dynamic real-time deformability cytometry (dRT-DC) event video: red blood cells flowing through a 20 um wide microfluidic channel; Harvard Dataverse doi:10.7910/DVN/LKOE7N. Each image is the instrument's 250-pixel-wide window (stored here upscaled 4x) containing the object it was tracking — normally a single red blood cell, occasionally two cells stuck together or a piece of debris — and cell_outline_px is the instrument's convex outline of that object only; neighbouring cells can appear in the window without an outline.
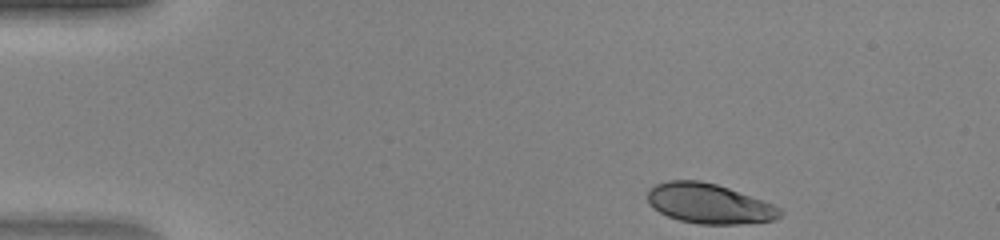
{"species": "human", "species_latin": "Homo sapiens", "temperature_condition": "warm", "stored_images_in_passage": 5, "segment_of_instrument_passage": [1, 2], "camera_frame_rate_fps": 3000, "um_per_image_px": 0.085, "donor": {"sex": "female"}, "frame": {"image": 1, "passage_image": 1, "time_ms": 0.0, "image_size_px": [1000, 240], "cell_outline_px": [[784, 212], [776, 220], [740, 224], [700, 224], [680, 220], [668, 216], [652, 208], [648, 204], [648, 188], [656, 184], [668, 180], [700, 180], [716, 184], [728, 188], [772, 204], [780, 208]], "centroid_in_image_um": [60.25, 17.3], "position_along_channel_um": 24.7, "area_um2": 30.81}}